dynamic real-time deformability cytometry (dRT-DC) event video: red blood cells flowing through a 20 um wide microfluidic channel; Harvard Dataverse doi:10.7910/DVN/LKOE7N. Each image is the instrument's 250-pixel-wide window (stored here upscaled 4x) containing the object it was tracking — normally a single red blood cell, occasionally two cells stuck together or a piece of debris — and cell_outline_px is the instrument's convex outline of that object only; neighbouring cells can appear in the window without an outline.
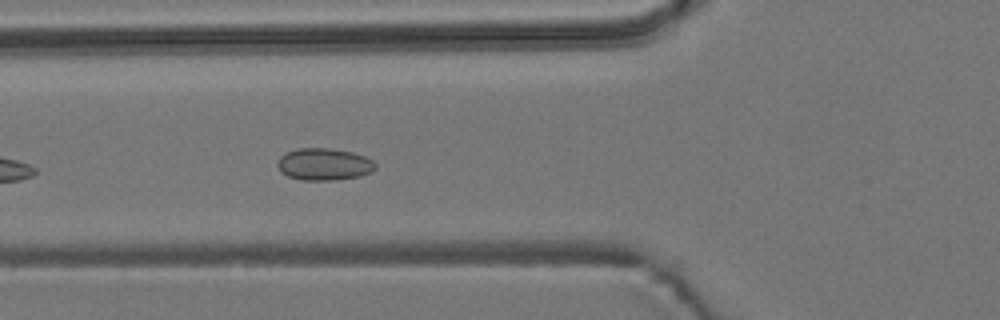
{"species": "common noctule bat (a hibernating species)", "species_latin": "Nyctalus noctula", "temperature_condition": "room temperature", "stored_images_in_passage": 7, "camera_frame_rate_fps": 3000, "um_per_image_px": 0.085, "animal": {"sex": "male", "body_mass_g": 19.2, "forearm_length_mm": 51.8}, "frame": {"image": 1, "passage_image": 7, "time_ms": 6.667, "image_size_px": [1000, 320], "cell_outline_px": [[376, 168], [372, 172], [360, 176], [332, 180], [300, 180], [288, 176], [280, 172], [276, 164], [280, 156], [296, 148], [328, 148], [352, 152], [364, 156], [372, 160], [376, 164]], "centroid_in_image_um": [27.53, 13.96], "position_along_channel_um": 98.3, "area_um2": 18.38}}